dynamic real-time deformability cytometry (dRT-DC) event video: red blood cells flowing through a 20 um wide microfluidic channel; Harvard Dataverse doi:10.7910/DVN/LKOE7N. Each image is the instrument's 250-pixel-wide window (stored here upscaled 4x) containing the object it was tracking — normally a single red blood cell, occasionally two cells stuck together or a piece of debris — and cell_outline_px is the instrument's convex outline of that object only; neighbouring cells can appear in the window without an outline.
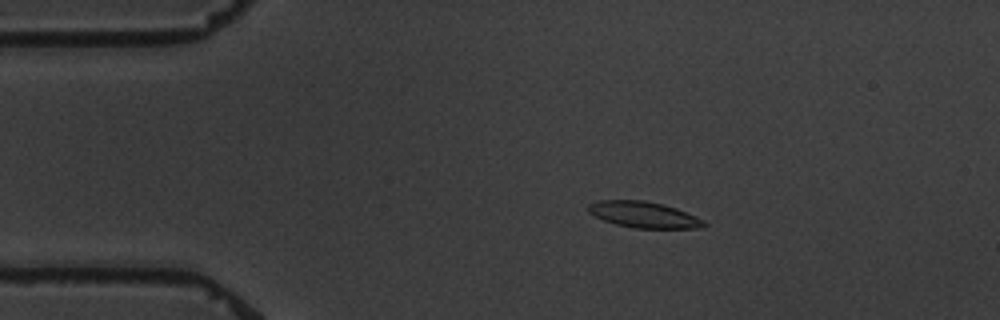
{"species": "common noctule bat (a hibernating species)", "species_latin": "Nyctalus noctula", "temperature_condition": "warm", "stored_images_in_passage": 3, "camera_frame_rate_fps": 3000, "um_per_image_px": 0.085, "animal": {"sex": "male", "body_mass_g": 19.5, "forearm_length_mm": 54.6}, "frame": {"image": 1, "passage_image": 2, "time_ms": 1.0, "image_size_px": [1000, 320], "cell_outline_px": [[708, 224], [704, 228], [636, 228], [616, 224], [604, 220], [588, 212], [588, 204], [596, 200], [644, 200], [664, 204], [676, 208], [704, 220]], "centroid_in_image_um": [54.73, 18.24], "position_along_channel_um": 30.3, "area_um2": 17.63}}